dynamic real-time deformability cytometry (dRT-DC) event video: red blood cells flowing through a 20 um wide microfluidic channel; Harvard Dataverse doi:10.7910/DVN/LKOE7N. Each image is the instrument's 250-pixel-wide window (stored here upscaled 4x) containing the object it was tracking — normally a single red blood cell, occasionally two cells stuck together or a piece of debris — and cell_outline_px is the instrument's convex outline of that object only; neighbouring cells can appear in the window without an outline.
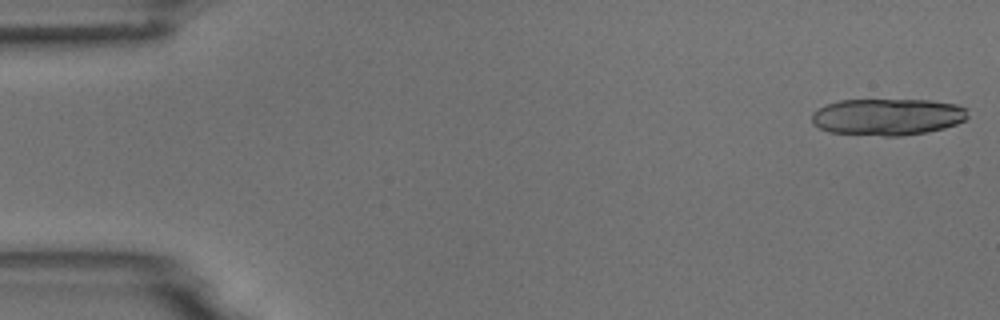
{"species": "common noctule bat (a hibernating species)", "species_latin": "Nyctalus noctula", "temperature_condition": "room temperature", "stored_images_in_passage": 5, "camera_frame_rate_fps": 3000, "um_per_image_px": 0.085, "animal": {"sex": "male", "body_mass_g": 18.8}, "frame": {"image": 1, "passage_image": 1, "time_ms": 0.0, "image_size_px": [1000, 320], "cell_outline_px": [[968, 116], [964, 120], [956, 124], [944, 128], [924, 132], [900, 136], [884, 136], [828, 132], [812, 124], [812, 112], [824, 104], [840, 100], [932, 100], [956, 104], [968, 108]], "centroid_in_image_um": [75.42, 9.92], "position_along_channel_um": 9.6, "area_um2": 33.64}}